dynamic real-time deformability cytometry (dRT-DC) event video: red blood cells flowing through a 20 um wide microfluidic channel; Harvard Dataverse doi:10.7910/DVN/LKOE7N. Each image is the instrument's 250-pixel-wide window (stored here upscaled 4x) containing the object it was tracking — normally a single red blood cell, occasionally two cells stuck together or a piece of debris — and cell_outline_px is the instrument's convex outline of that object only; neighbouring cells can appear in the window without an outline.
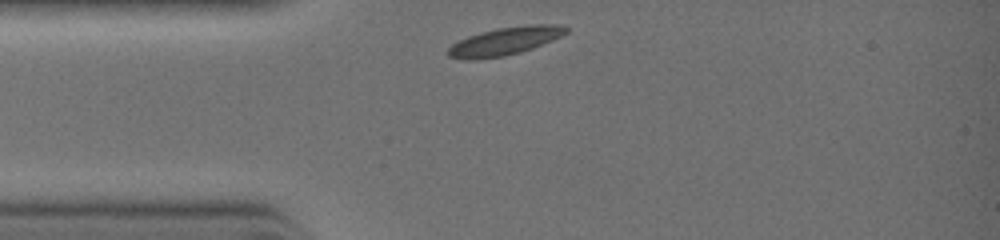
{"species": "common noctule bat (a hibernating species)", "species_latin": "Nyctalus noctula", "temperature_condition": "warm", "stored_images_in_passage": 21, "camera_frame_rate_fps": 3000, "um_per_image_px": 0.085, "animal": {"sex": "female", "body_mass_g": 19.0, "forearm_length_mm": 51.5}, "frame": {"image": 1, "passage_image": 1, "time_ms": 0.0, "image_size_px": [1000, 240], "cell_outline_px": [[568, 32], [552, 40], [532, 48], [520, 52], [504, 56], [476, 60], [472, 60], [448, 56], [448, 48], [452, 44], [468, 36], [480, 32], [500, 28], [532, 24], [560, 24], [568, 28]], "centroid_in_image_um": [42.93, 3.5], "position_along_channel_um": 42.1, "area_um2": 19.02}}
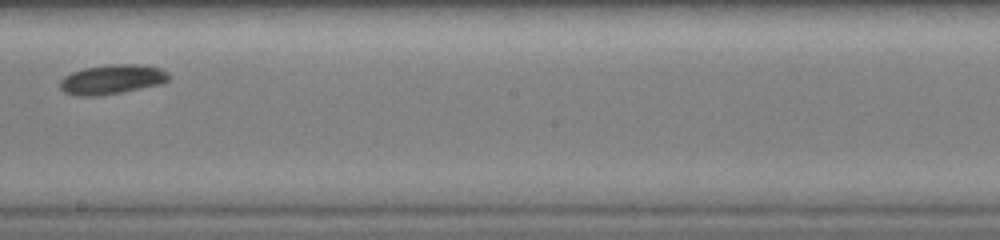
{"frame": {"image": 2, "passage_image": 12, "time_ms": 3.667, "image_size_px": [1000, 240], "cell_outline_px": [[168, 80], [164, 84], [120, 92], [92, 96], [84, 96], [64, 92], [60, 88], [60, 80], [64, 76], [72, 72], [84, 68], [104, 64], [144, 64], [160, 68], [168, 72]], "centroid_in_image_um": [9.55, 6.72], "position_along_channel_um": 238.7, "area_um2": 18.79}}
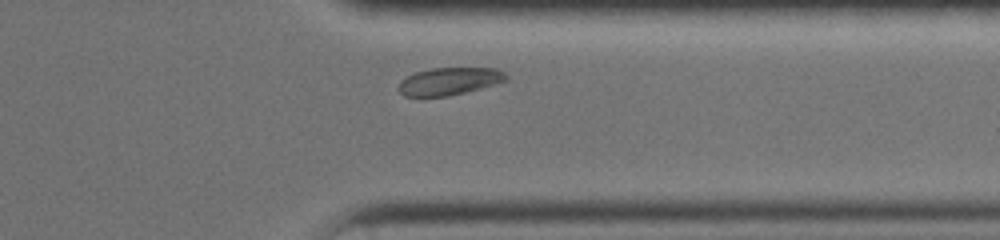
{"frame": {"image": 3, "passage_image": 19, "time_ms": 6.0, "image_size_px": [1000, 240], "cell_outline_px": [[508, 80], [480, 88], [448, 96], [404, 96], [400, 92], [400, 84], [408, 76], [416, 72], [432, 68], [496, 68], [504, 72], [508, 76]], "centroid_in_image_um": [38.24, 6.9], "position_along_channel_um": 373.2, "area_um2": 16.88}}